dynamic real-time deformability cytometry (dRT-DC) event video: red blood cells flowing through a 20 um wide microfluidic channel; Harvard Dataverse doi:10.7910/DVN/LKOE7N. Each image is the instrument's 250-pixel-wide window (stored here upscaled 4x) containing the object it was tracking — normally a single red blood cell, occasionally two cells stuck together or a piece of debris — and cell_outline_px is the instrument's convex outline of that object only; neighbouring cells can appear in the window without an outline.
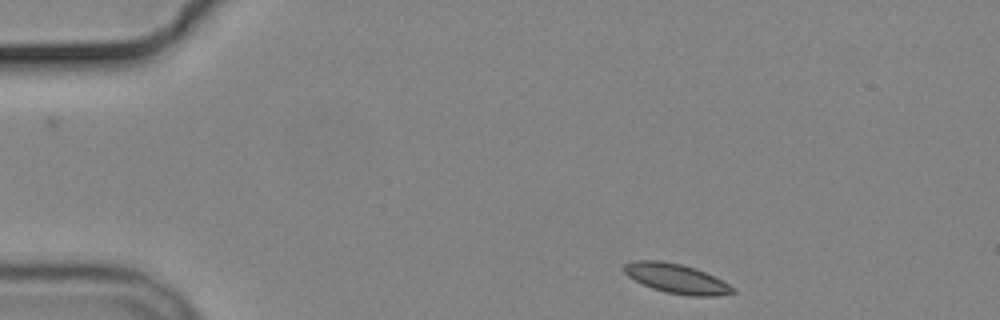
{"species": "common noctule bat (a hibernating species)", "species_latin": "Nyctalus noctula", "temperature_condition": "cold", "stored_images_in_passage": 3, "camera_frame_rate_fps": 3000, "um_per_image_px": 0.085, "animal": {"sex": "male", "body_mass_g": 19.2, "forearm_length_mm": 51.8}, "frame": {"image": 1, "passage_image": 1, "time_ms": 0.0, "image_size_px": [1000, 320], "cell_outline_px": [[736, 292], [720, 296], [688, 296], [664, 292], [652, 288], [628, 276], [620, 268], [624, 264], [632, 260], [660, 260], [680, 264], [696, 268], [736, 288]], "centroid_in_image_um": [57.47, 23.68], "position_along_channel_um": 27.5, "area_um2": 18.79}}
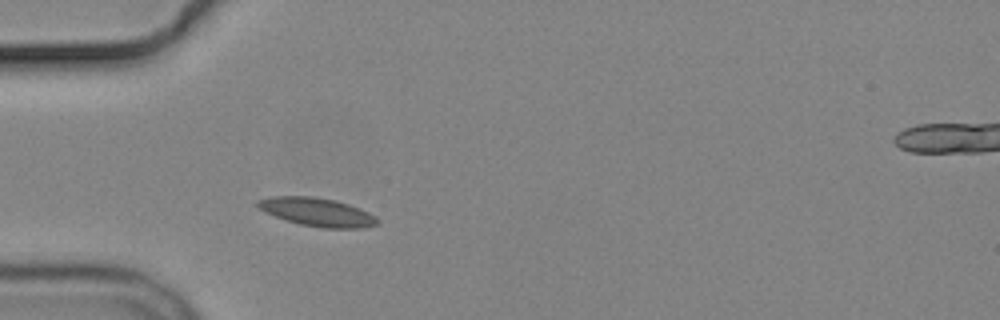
{"frame": {"image": 2, "passage_image": 3, "time_ms": 2.667, "image_size_px": [1000, 320], "cell_outline_px": [[380, 224], [364, 228], [324, 228], [300, 224], [284, 220], [264, 212], [256, 204], [256, 200], [272, 196], [312, 196], [336, 200], [360, 208], [376, 216], [380, 220]], "centroid_in_image_um": [26.98, 18.02], "position_along_channel_um": 58.0, "area_um2": 20.06}}